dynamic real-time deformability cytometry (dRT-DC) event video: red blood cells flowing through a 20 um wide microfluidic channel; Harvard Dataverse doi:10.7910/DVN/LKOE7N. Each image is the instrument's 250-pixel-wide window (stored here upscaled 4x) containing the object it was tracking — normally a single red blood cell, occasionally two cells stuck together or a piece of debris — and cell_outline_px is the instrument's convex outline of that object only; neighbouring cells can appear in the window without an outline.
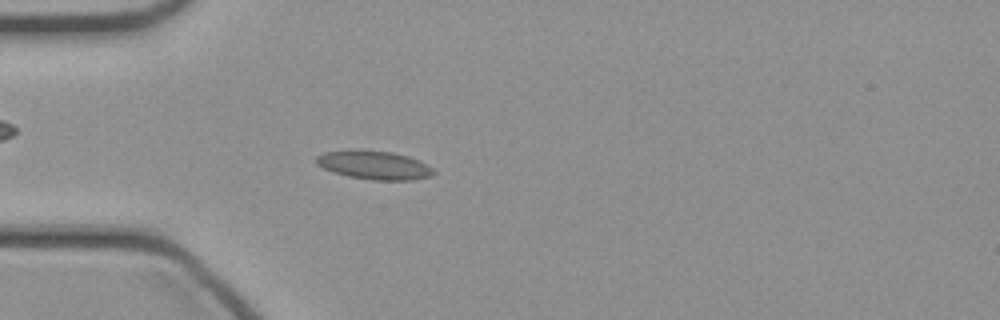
{"species": "common noctule bat (a hibernating species)", "species_latin": "Nyctalus noctula", "temperature_condition": "cold", "stored_images_in_passage": 38, "camera_frame_rate_fps": 3000, "um_per_image_px": 0.085, "animal": {"sex": "female", "body_mass_g": 21.9}, "frame": {"image": 1, "passage_image": 14, "time_ms": 4.333, "image_size_px": [1000, 320], "cell_outline_px": [[436, 172], [432, 176], [412, 180], [372, 180], [348, 176], [332, 172], [316, 164], [316, 156], [324, 152], [356, 148], [392, 152], [408, 156], [420, 160], [428, 164]], "centroid_in_image_um": [31.81, 14.01], "position_along_channel_um": 53.2, "area_um2": 20.0}}
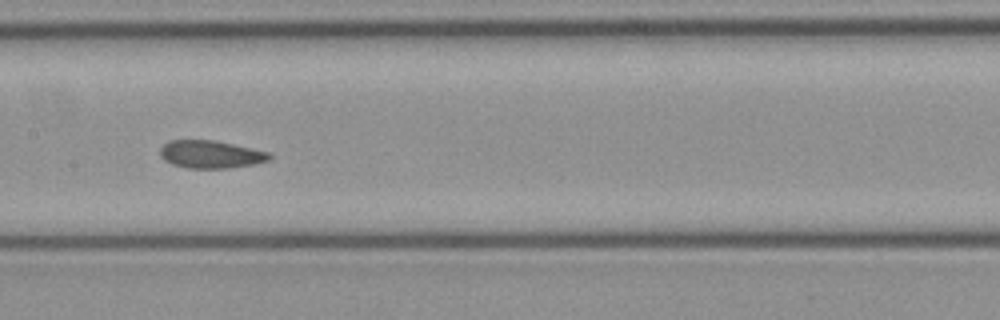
{"frame": {"image": 2, "passage_image": 24, "time_ms": 7.667, "image_size_px": [1000, 320], "cell_outline_px": [[272, 160], [252, 164], [228, 168], [188, 168], [172, 164], [164, 160], [160, 156], [160, 148], [168, 140], [216, 140], [268, 152], [272, 156]], "centroid_in_image_um": [17.89, 13.11], "position_along_channel_um": 189.5, "area_um2": 17.69}}
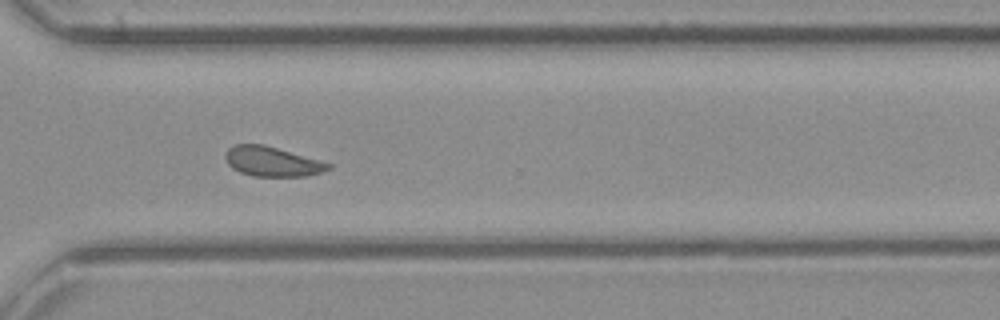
{"frame": {"image": 3, "passage_image": 35, "time_ms": 11.333, "image_size_px": [1000, 320], "cell_outline_px": [[332, 168], [308, 176], [252, 176], [240, 172], [232, 168], [228, 164], [224, 156], [224, 152], [228, 148], [236, 144], [264, 144], [332, 164]], "centroid_in_image_um": [23.09, 13.73], "position_along_channel_um": 347.5, "area_um2": 17.8}}